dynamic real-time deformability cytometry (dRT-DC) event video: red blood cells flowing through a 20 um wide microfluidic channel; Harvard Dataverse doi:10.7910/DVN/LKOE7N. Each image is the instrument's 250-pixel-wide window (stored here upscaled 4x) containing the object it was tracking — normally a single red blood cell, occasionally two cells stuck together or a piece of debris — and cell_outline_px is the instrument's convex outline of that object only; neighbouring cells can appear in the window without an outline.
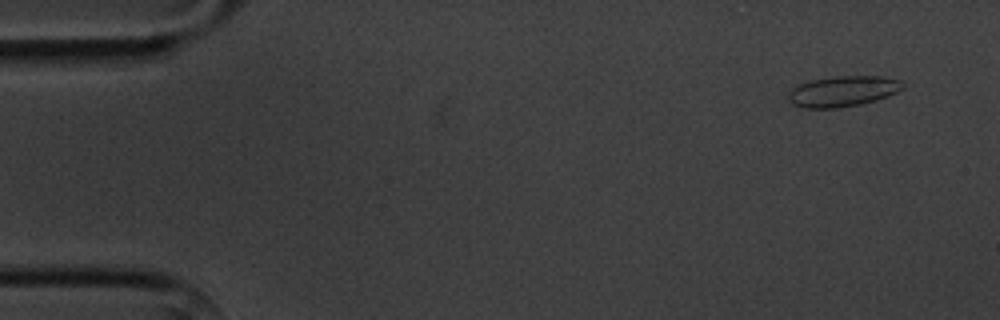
{"species": "common noctule bat (a hibernating species)", "species_latin": "Nyctalus noctula", "temperature_condition": "cold", "stored_images_in_passage": 5, "camera_frame_rate_fps": 3000, "um_per_image_px": 0.085, "animal": {"sex": "male", "body_mass_g": 20.1, "forearm_length_mm": 53.5}, "frame": {"image": 1, "passage_image": 2, "time_ms": 1.0, "image_size_px": [1000, 320], "cell_outline_px": [[904, 88], [888, 96], [876, 100], [860, 104], [836, 108], [804, 108], [792, 104], [788, 100], [788, 92], [792, 88], [800, 84], [812, 80], [836, 76], [880, 76], [900, 80], [904, 84]], "centroid_in_image_um": [71.63, 7.76], "position_along_channel_um": 13.4, "area_um2": 20.4}}